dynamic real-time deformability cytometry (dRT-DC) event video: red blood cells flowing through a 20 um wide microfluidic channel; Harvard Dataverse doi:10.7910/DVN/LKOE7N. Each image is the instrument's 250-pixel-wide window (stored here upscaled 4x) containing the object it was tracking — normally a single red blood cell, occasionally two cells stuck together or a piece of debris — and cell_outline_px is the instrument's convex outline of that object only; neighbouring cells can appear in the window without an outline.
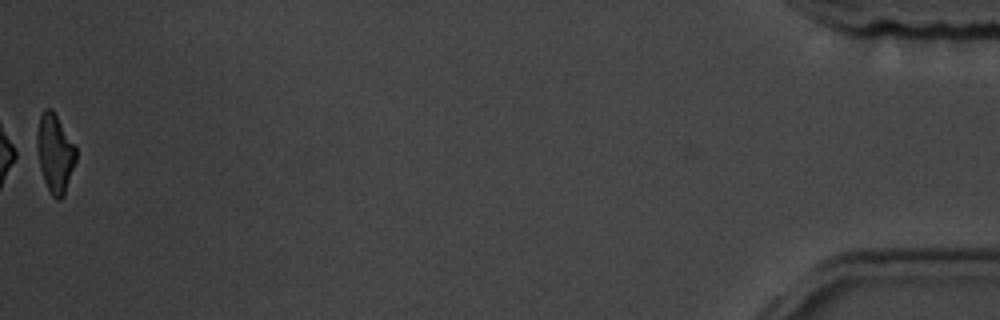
{"species": "common noctule bat (a hibernating species)", "species_latin": "Nyctalus noctula", "temperature_condition": "room temperature", "stored_images_in_passage": 43, "camera_frame_rate_fps": 3000, "um_per_image_px": 0.085, "animal": {"sex": "male", "body_mass_g": 19.5, "forearm_length_mm": 54.6}, "frame": {"image": 1, "passage_image": 43, "time_ms": 14.0, "image_size_px": [1000, 320], "cell_outline_px": [[76, 160], [64, 196], [60, 200], [56, 200], [52, 196], [44, 180], [40, 168], [36, 144], [36, 132], [40, 116], [44, 108], [52, 108], [76, 144]], "centroid_in_image_um": [4.68, 12.99], "position_along_channel_um": 430.5, "area_um2": 18.15}, "authors_computed_cell_mechanics": {"area_um2": 19.7676, "velocity_mm_per_s": 3.6145, "shape_relaxation_time_tau1_ms": 3.1932, "shape_relaxation_time_tau2_ms": 2.8257, "deformation_change_tau1": 0.1577, "deformation_change_tau2": 0.1016}}